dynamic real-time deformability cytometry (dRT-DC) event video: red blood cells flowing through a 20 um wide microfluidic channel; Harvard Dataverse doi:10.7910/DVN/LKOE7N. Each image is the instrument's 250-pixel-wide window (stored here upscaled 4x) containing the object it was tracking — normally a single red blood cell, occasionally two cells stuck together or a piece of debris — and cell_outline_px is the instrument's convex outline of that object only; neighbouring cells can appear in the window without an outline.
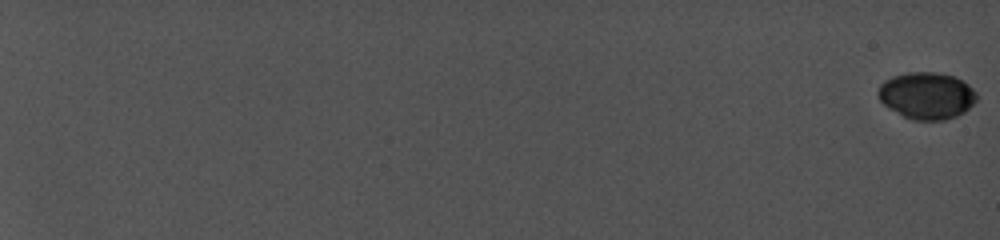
{"species": "common noctule bat (a hibernating species)", "species_latin": "Nyctalus noctula", "temperature_condition": "cold", "stored_images_in_passage": 46, "camera_frame_rate_fps": 5000, "um_per_image_px": 0.085, "animal": {"sex": "female", "body_mass_g": 19.0, "forearm_length_mm": 56.7}, "frame": {"image": 1, "passage_image": 1, "time_ms": 0.0, "image_size_px": [1000, 240], "cell_outline_px": [[976, 100], [964, 112], [956, 116], [944, 120], [912, 120], [888, 108], [880, 100], [876, 92], [880, 84], [884, 80], [892, 76], [908, 72], [936, 72], [956, 76], [968, 84], [976, 92]], "centroid_in_image_um": [78.75, 8.11], "position_along_channel_um": 6.3, "area_um2": 27.05}}
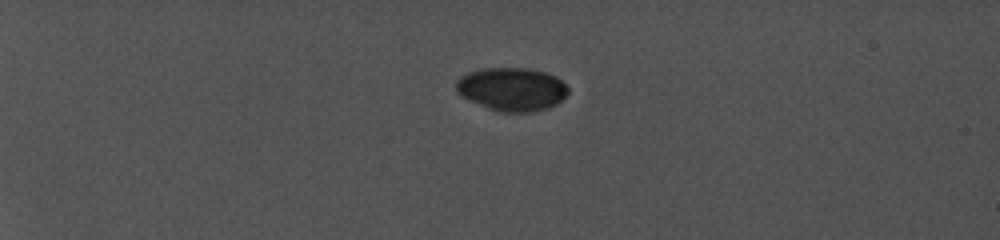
{"frame": {"image": 2, "passage_image": 27, "time_ms": 6.4, "image_size_px": [1000, 240], "cell_outline_px": [[568, 92], [556, 104], [548, 108], [532, 112], [500, 112], [488, 108], [468, 100], [460, 96], [456, 92], [456, 80], [460, 76], [468, 72], [480, 68], [524, 68], [544, 72], [556, 76], [568, 88]], "centroid_in_image_um": [43.46, 7.58], "position_along_channel_um": 41.5, "area_um2": 28.32}}
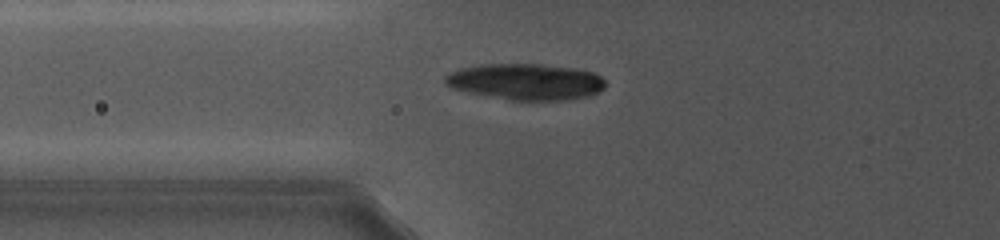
{"frame": {"image": 3, "passage_image": 46, "time_ms": 10.0, "image_size_px": [1000, 240], "cell_outline_px": [[608, 84], [600, 92], [588, 96], [568, 100], [508, 100], [484, 96], [452, 88], [444, 84], [444, 76], [448, 72], [460, 68], [480, 64], [540, 64], [576, 68], [592, 72], [600, 76]], "centroid_in_image_um": [44.67, 6.95], "position_along_channel_um": 81.1, "area_um2": 34.33}}